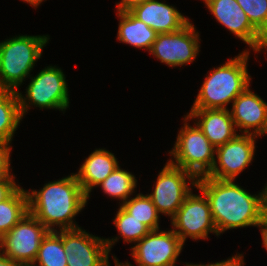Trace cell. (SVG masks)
I'll use <instances>...</instances> for the list:
<instances>
[{
  "mask_svg": "<svg viewBox=\"0 0 267 266\" xmlns=\"http://www.w3.org/2000/svg\"><path fill=\"white\" fill-rule=\"evenodd\" d=\"M196 188L208 199L218 235L238 227H256L267 212V184L262 192L252 195L234 180L203 176L197 178Z\"/></svg>",
  "mask_w": 267,
  "mask_h": 266,
  "instance_id": "cell-1",
  "label": "cell"
},
{
  "mask_svg": "<svg viewBox=\"0 0 267 266\" xmlns=\"http://www.w3.org/2000/svg\"><path fill=\"white\" fill-rule=\"evenodd\" d=\"M27 195L29 213L49 231H56L55 226L60 230L80 228L73 223V219L84 209L88 196L75 174L48 182L39 191L27 190Z\"/></svg>",
  "mask_w": 267,
  "mask_h": 266,
  "instance_id": "cell-2",
  "label": "cell"
},
{
  "mask_svg": "<svg viewBox=\"0 0 267 266\" xmlns=\"http://www.w3.org/2000/svg\"><path fill=\"white\" fill-rule=\"evenodd\" d=\"M249 51H242L225 64L212 69L199 90L191 109H228L226 105L250 85L247 70Z\"/></svg>",
  "mask_w": 267,
  "mask_h": 266,
  "instance_id": "cell-3",
  "label": "cell"
},
{
  "mask_svg": "<svg viewBox=\"0 0 267 266\" xmlns=\"http://www.w3.org/2000/svg\"><path fill=\"white\" fill-rule=\"evenodd\" d=\"M48 35H19L0 43V89L16 91L41 58Z\"/></svg>",
  "mask_w": 267,
  "mask_h": 266,
  "instance_id": "cell-4",
  "label": "cell"
},
{
  "mask_svg": "<svg viewBox=\"0 0 267 266\" xmlns=\"http://www.w3.org/2000/svg\"><path fill=\"white\" fill-rule=\"evenodd\" d=\"M190 120L187 115L184 117V126L180 129L174 147L169 152L175 161L170 159L168 162L200 178L206 176L212 169L216 160V148L195 122V127L187 123Z\"/></svg>",
  "mask_w": 267,
  "mask_h": 266,
  "instance_id": "cell-5",
  "label": "cell"
},
{
  "mask_svg": "<svg viewBox=\"0 0 267 266\" xmlns=\"http://www.w3.org/2000/svg\"><path fill=\"white\" fill-rule=\"evenodd\" d=\"M65 79L62 70L56 66H47L35 77H31L25 97L17 91L22 117L30 109V105L40 109L65 111L69 107L68 85Z\"/></svg>",
  "mask_w": 267,
  "mask_h": 266,
  "instance_id": "cell-6",
  "label": "cell"
},
{
  "mask_svg": "<svg viewBox=\"0 0 267 266\" xmlns=\"http://www.w3.org/2000/svg\"><path fill=\"white\" fill-rule=\"evenodd\" d=\"M49 230L32 214L27 213L9 232L1 237L5 257L21 266H31L37 256L42 239Z\"/></svg>",
  "mask_w": 267,
  "mask_h": 266,
  "instance_id": "cell-7",
  "label": "cell"
},
{
  "mask_svg": "<svg viewBox=\"0 0 267 266\" xmlns=\"http://www.w3.org/2000/svg\"><path fill=\"white\" fill-rule=\"evenodd\" d=\"M156 180L153 193L147 195L159 214L172 218L192 191L189 185L196 187L197 178L192 173L167 162Z\"/></svg>",
  "mask_w": 267,
  "mask_h": 266,
  "instance_id": "cell-8",
  "label": "cell"
},
{
  "mask_svg": "<svg viewBox=\"0 0 267 266\" xmlns=\"http://www.w3.org/2000/svg\"><path fill=\"white\" fill-rule=\"evenodd\" d=\"M171 224L183 243L187 237L193 240L208 239L211 232L218 236L208 199L203 192L196 195L191 191L171 218Z\"/></svg>",
  "mask_w": 267,
  "mask_h": 266,
  "instance_id": "cell-9",
  "label": "cell"
},
{
  "mask_svg": "<svg viewBox=\"0 0 267 266\" xmlns=\"http://www.w3.org/2000/svg\"><path fill=\"white\" fill-rule=\"evenodd\" d=\"M119 238L105 239L82 230H63L67 266H110L109 252Z\"/></svg>",
  "mask_w": 267,
  "mask_h": 266,
  "instance_id": "cell-10",
  "label": "cell"
},
{
  "mask_svg": "<svg viewBox=\"0 0 267 266\" xmlns=\"http://www.w3.org/2000/svg\"><path fill=\"white\" fill-rule=\"evenodd\" d=\"M198 34L195 26L189 21L178 31L157 34L150 53L169 67L190 64L199 53Z\"/></svg>",
  "mask_w": 267,
  "mask_h": 266,
  "instance_id": "cell-11",
  "label": "cell"
},
{
  "mask_svg": "<svg viewBox=\"0 0 267 266\" xmlns=\"http://www.w3.org/2000/svg\"><path fill=\"white\" fill-rule=\"evenodd\" d=\"M184 243L171 229L150 231L132 249V257L138 266H176ZM126 264L132 266L130 263Z\"/></svg>",
  "mask_w": 267,
  "mask_h": 266,
  "instance_id": "cell-12",
  "label": "cell"
},
{
  "mask_svg": "<svg viewBox=\"0 0 267 266\" xmlns=\"http://www.w3.org/2000/svg\"><path fill=\"white\" fill-rule=\"evenodd\" d=\"M256 135L241 134L215 149L217 161L206 177L235 180L254 159ZM219 164V166H218Z\"/></svg>",
  "mask_w": 267,
  "mask_h": 266,
  "instance_id": "cell-13",
  "label": "cell"
},
{
  "mask_svg": "<svg viewBox=\"0 0 267 266\" xmlns=\"http://www.w3.org/2000/svg\"><path fill=\"white\" fill-rule=\"evenodd\" d=\"M205 5L221 25L253 51L267 50V39L251 24L236 0H206Z\"/></svg>",
  "mask_w": 267,
  "mask_h": 266,
  "instance_id": "cell-14",
  "label": "cell"
},
{
  "mask_svg": "<svg viewBox=\"0 0 267 266\" xmlns=\"http://www.w3.org/2000/svg\"><path fill=\"white\" fill-rule=\"evenodd\" d=\"M230 114L235 127L243 134L262 136L264 133L267 103L249 87L233 101Z\"/></svg>",
  "mask_w": 267,
  "mask_h": 266,
  "instance_id": "cell-15",
  "label": "cell"
},
{
  "mask_svg": "<svg viewBox=\"0 0 267 266\" xmlns=\"http://www.w3.org/2000/svg\"><path fill=\"white\" fill-rule=\"evenodd\" d=\"M128 11L158 34L178 31L189 22L174 6L157 0H146Z\"/></svg>",
  "mask_w": 267,
  "mask_h": 266,
  "instance_id": "cell-16",
  "label": "cell"
},
{
  "mask_svg": "<svg viewBox=\"0 0 267 266\" xmlns=\"http://www.w3.org/2000/svg\"><path fill=\"white\" fill-rule=\"evenodd\" d=\"M187 116L196 118V124L215 148L238 135L228 109H191Z\"/></svg>",
  "mask_w": 267,
  "mask_h": 266,
  "instance_id": "cell-17",
  "label": "cell"
},
{
  "mask_svg": "<svg viewBox=\"0 0 267 266\" xmlns=\"http://www.w3.org/2000/svg\"><path fill=\"white\" fill-rule=\"evenodd\" d=\"M119 166L117 158L106 149H95L74 173L84 193L90 197L93 187L102 183Z\"/></svg>",
  "mask_w": 267,
  "mask_h": 266,
  "instance_id": "cell-18",
  "label": "cell"
},
{
  "mask_svg": "<svg viewBox=\"0 0 267 266\" xmlns=\"http://www.w3.org/2000/svg\"><path fill=\"white\" fill-rule=\"evenodd\" d=\"M117 15L120 18L117 39L136 48L150 51L158 33L129 11H117Z\"/></svg>",
  "mask_w": 267,
  "mask_h": 266,
  "instance_id": "cell-19",
  "label": "cell"
},
{
  "mask_svg": "<svg viewBox=\"0 0 267 266\" xmlns=\"http://www.w3.org/2000/svg\"><path fill=\"white\" fill-rule=\"evenodd\" d=\"M22 118L17 92L0 89V145L10 146Z\"/></svg>",
  "mask_w": 267,
  "mask_h": 266,
  "instance_id": "cell-20",
  "label": "cell"
},
{
  "mask_svg": "<svg viewBox=\"0 0 267 266\" xmlns=\"http://www.w3.org/2000/svg\"><path fill=\"white\" fill-rule=\"evenodd\" d=\"M27 213V190L19 187L8 199L0 202V236L9 232Z\"/></svg>",
  "mask_w": 267,
  "mask_h": 266,
  "instance_id": "cell-21",
  "label": "cell"
},
{
  "mask_svg": "<svg viewBox=\"0 0 267 266\" xmlns=\"http://www.w3.org/2000/svg\"><path fill=\"white\" fill-rule=\"evenodd\" d=\"M63 246V230L49 231L42 239L37 256L31 266H67ZM38 263L39 265H35Z\"/></svg>",
  "mask_w": 267,
  "mask_h": 266,
  "instance_id": "cell-22",
  "label": "cell"
},
{
  "mask_svg": "<svg viewBox=\"0 0 267 266\" xmlns=\"http://www.w3.org/2000/svg\"><path fill=\"white\" fill-rule=\"evenodd\" d=\"M137 180L132 173L123 170L118 166L102 183L103 192L109 196L118 198L123 204L134 193Z\"/></svg>",
  "mask_w": 267,
  "mask_h": 266,
  "instance_id": "cell-23",
  "label": "cell"
},
{
  "mask_svg": "<svg viewBox=\"0 0 267 266\" xmlns=\"http://www.w3.org/2000/svg\"><path fill=\"white\" fill-rule=\"evenodd\" d=\"M121 206L151 231L160 230L159 213L148 195L139 193L134 198H129Z\"/></svg>",
  "mask_w": 267,
  "mask_h": 266,
  "instance_id": "cell-24",
  "label": "cell"
},
{
  "mask_svg": "<svg viewBox=\"0 0 267 266\" xmlns=\"http://www.w3.org/2000/svg\"><path fill=\"white\" fill-rule=\"evenodd\" d=\"M115 227L127 243H137L151 230L142 222L130 215L121 205L114 219Z\"/></svg>",
  "mask_w": 267,
  "mask_h": 266,
  "instance_id": "cell-25",
  "label": "cell"
},
{
  "mask_svg": "<svg viewBox=\"0 0 267 266\" xmlns=\"http://www.w3.org/2000/svg\"><path fill=\"white\" fill-rule=\"evenodd\" d=\"M251 24L267 39V0H236Z\"/></svg>",
  "mask_w": 267,
  "mask_h": 266,
  "instance_id": "cell-26",
  "label": "cell"
},
{
  "mask_svg": "<svg viewBox=\"0 0 267 266\" xmlns=\"http://www.w3.org/2000/svg\"><path fill=\"white\" fill-rule=\"evenodd\" d=\"M11 146L0 145V180L15 179L10 170Z\"/></svg>",
  "mask_w": 267,
  "mask_h": 266,
  "instance_id": "cell-27",
  "label": "cell"
},
{
  "mask_svg": "<svg viewBox=\"0 0 267 266\" xmlns=\"http://www.w3.org/2000/svg\"><path fill=\"white\" fill-rule=\"evenodd\" d=\"M19 187L14 179L0 180V202L8 199Z\"/></svg>",
  "mask_w": 267,
  "mask_h": 266,
  "instance_id": "cell-28",
  "label": "cell"
},
{
  "mask_svg": "<svg viewBox=\"0 0 267 266\" xmlns=\"http://www.w3.org/2000/svg\"><path fill=\"white\" fill-rule=\"evenodd\" d=\"M242 254H236L233 257L228 258L226 261L211 263V264H196V266H244Z\"/></svg>",
  "mask_w": 267,
  "mask_h": 266,
  "instance_id": "cell-29",
  "label": "cell"
},
{
  "mask_svg": "<svg viewBox=\"0 0 267 266\" xmlns=\"http://www.w3.org/2000/svg\"><path fill=\"white\" fill-rule=\"evenodd\" d=\"M256 226L259 227L261 230L262 241H263L262 244L267 250V212L262 216L261 220Z\"/></svg>",
  "mask_w": 267,
  "mask_h": 266,
  "instance_id": "cell-30",
  "label": "cell"
},
{
  "mask_svg": "<svg viewBox=\"0 0 267 266\" xmlns=\"http://www.w3.org/2000/svg\"><path fill=\"white\" fill-rule=\"evenodd\" d=\"M146 0H121L117 4V11H128L130 10L133 6L143 3Z\"/></svg>",
  "mask_w": 267,
  "mask_h": 266,
  "instance_id": "cell-31",
  "label": "cell"
},
{
  "mask_svg": "<svg viewBox=\"0 0 267 266\" xmlns=\"http://www.w3.org/2000/svg\"><path fill=\"white\" fill-rule=\"evenodd\" d=\"M0 266H21V265L13 261L12 259L5 257L2 253H0Z\"/></svg>",
  "mask_w": 267,
  "mask_h": 266,
  "instance_id": "cell-32",
  "label": "cell"
},
{
  "mask_svg": "<svg viewBox=\"0 0 267 266\" xmlns=\"http://www.w3.org/2000/svg\"><path fill=\"white\" fill-rule=\"evenodd\" d=\"M22 1H25L30 5H32L33 7L37 8V6H39V4H41L44 0H22Z\"/></svg>",
  "mask_w": 267,
  "mask_h": 266,
  "instance_id": "cell-33",
  "label": "cell"
},
{
  "mask_svg": "<svg viewBox=\"0 0 267 266\" xmlns=\"http://www.w3.org/2000/svg\"><path fill=\"white\" fill-rule=\"evenodd\" d=\"M115 266H128L126 263H120L118 259L114 256Z\"/></svg>",
  "mask_w": 267,
  "mask_h": 266,
  "instance_id": "cell-34",
  "label": "cell"
},
{
  "mask_svg": "<svg viewBox=\"0 0 267 266\" xmlns=\"http://www.w3.org/2000/svg\"><path fill=\"white\" fill-rule=\"evenodd\" d=\"M264 134H267V122H266L264 133L262 135H264Z\"/></svg>",
  "mask_w": 267,
  "mask_h": 266,
  "instance_id": "cell-35",
  "label": "cell"
},
{
  "mask_svg": "<svg viewBox=\"0 0 267 266\" xmlns=\"http://www.w3.org/2000/svg\"><path fill=\"white\" fill-rule=\"evenodd\" d=\"M185 265H186V266H196V264H193V263H191V264L186 263Z\"/></svg>",
  "mask_w": 267,
  "mask_h": 266,
  "instance_id": "cell-36",
  "label": "cell"
}]
</instances>
